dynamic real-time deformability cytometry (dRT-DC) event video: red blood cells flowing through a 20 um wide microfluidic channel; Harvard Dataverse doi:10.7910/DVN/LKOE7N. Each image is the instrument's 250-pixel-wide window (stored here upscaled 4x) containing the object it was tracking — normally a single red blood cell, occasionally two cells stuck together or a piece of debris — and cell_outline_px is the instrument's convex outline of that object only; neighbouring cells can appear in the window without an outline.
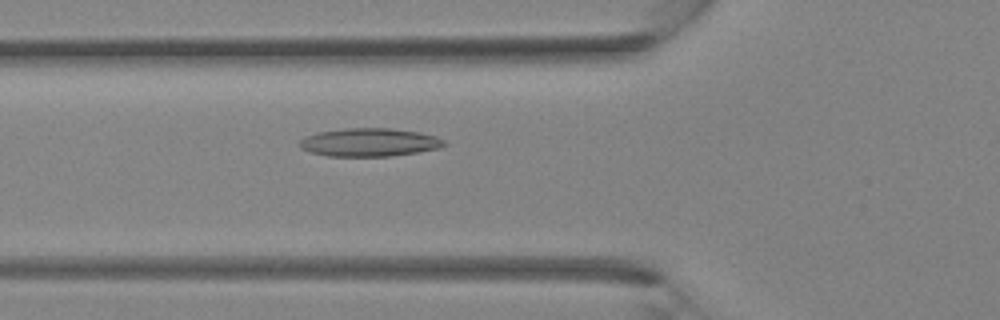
{"species": "Egyptian fruit bat (a non-hibernating species)", "species_latin": "Rousettus aegyptiacus", "temperature_condition": "room temperature", "stored_images_in_passage": 25, "camera_frame_rate_fps": 3000, "um_per_image_px": 0.085, "animal": {"sex": "female"}, "frame": {"image": 1, "passage_image": 3, "time_ms": 0.667, "image_size_px": [1000, 320], "cell_outline_px": [[448, 144], [440, 148], [416, 152], [388, 156], [328, 156], [312, 152], [300, 148], [300, 140], [304, 136], [316, 132], [344, 128], [388, 128], [420, 132], [436, 136], [444, 140]], "centroid_in_image_um": [31.4, 12.09], "position_along_channel_um": 94.4, "area_um2": 23.81}}
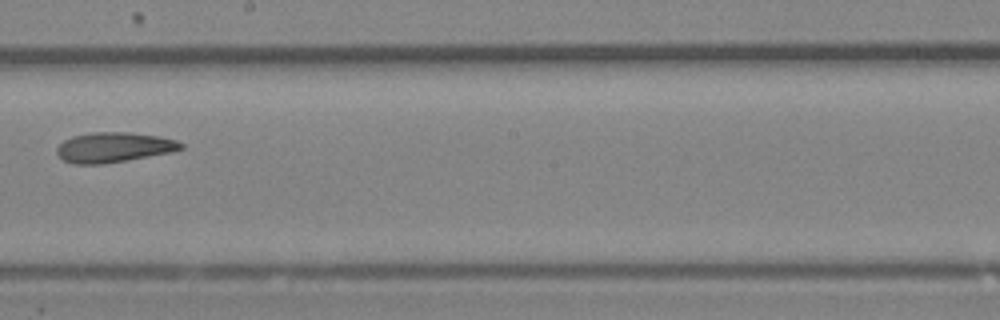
{"frame": {"image": 2, "passage_image": 11, "time_ms": 3.333, "image_size_px": [1000, 320], "cell_outline_px": [[184, 148], [172, 152], [100, 164], [72, 164], [64, 160], [56, 152], [56, 148], [64, 140], [72, 136], [92, 132], [128, 132], [160, 136], [176, 140], [184, 144]], "centroid_in_image_um": [9.67, 12.51], "position_along_channel_um": 238.5, "area_um2": 21.62}}
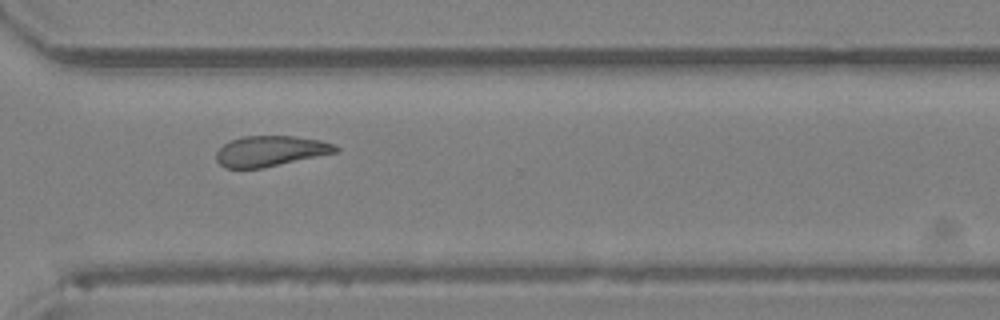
{"frame": {"image": 3, "passage_image": 17, "time_ms": 5.333, "image_size_px": [1000, 320], "cell_outline_px": [[340, 148], [336, 152], [260, 168], [224, 168], [216, 160], [216, 152], [224, 144], [232, 140], [244, 136], [296, 136], [320, 140], [332, 144]], "centroid_in_image_um": [22.95, 12.83], "position_along_channel_um": 347.6, "area_um2": 20.87}}